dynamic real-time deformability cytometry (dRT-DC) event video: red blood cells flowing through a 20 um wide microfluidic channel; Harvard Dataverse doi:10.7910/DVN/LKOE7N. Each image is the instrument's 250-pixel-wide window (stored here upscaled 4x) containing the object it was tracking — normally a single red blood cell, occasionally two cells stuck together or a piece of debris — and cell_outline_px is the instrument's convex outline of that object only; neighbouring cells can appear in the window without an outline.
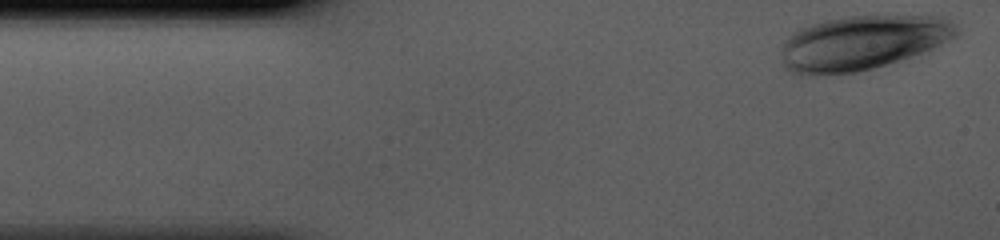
{"species": "human", "species_latin": "Homo sapiens", "temperature_condition": "cold", "stored_images_in_passage": 36, "camera_frame_rate_fps": 3000, "um_per_image_px": 0.085, "donor": {"sex": "male"}, "frame": {"image": 1, "passage_image": 1, "time_ms": 0.0, "image_size_px": [1000, 240], "cell_outline_px": [[956, 36], [932, 48], [912, 56], [872, 68], [856, 72], [812, 76], [800, 76], [788, 72], [784, 68], [784, 40], [796, 28], [824, 20], [848, 16], [944, 16], [956, 24]], "centroid_in_image_um": [73.24, 3.63], "position_along_channel_um": 11.8, "area_um2": 55.6}}
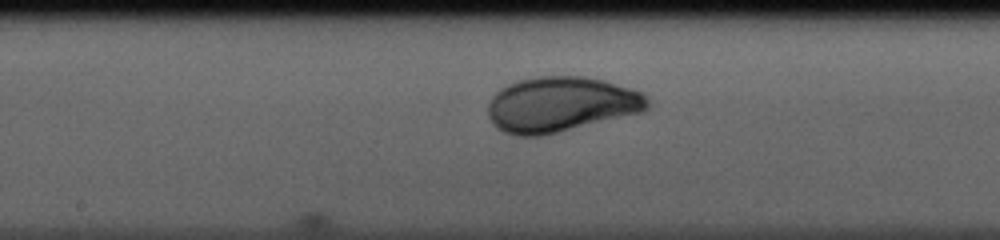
{"frame": {"image": 2, "passage_image": 20, "time_ms": 6.333, "image_size_px": [1000, 240], "cell_outline_px": [[648, 108], [644, 112], [540, 136], [516, 136], [504, 132], [496, 128], [492, 124], [488, 116], [488, 104], [492, 96], [500, 88], [516, 80], [536, 76], [584, 76], [604, 80], [640, 92], [648, 100]], "centroid_in_image_um": [47.63, 8.87], "position_along_channel_um": 200.6, "area_um2": 51.44}}
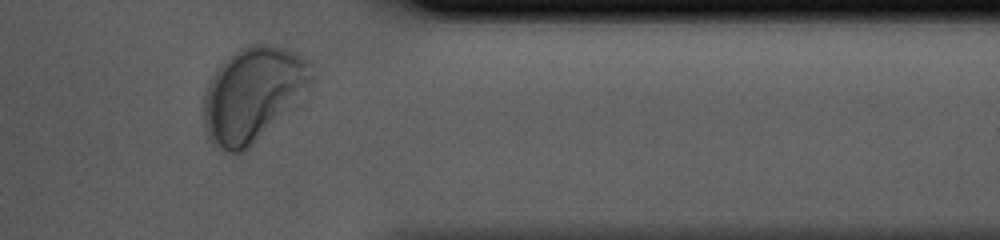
{"frame": {"image": 3, "passage_image": 34, "time_ms": 11.0, "image_size_px": [1000, 240], "cell_outline_px": [[316, 76], [256, 140], [244, 152], [228, 152], [208, 140], [204, 128], [204, 92], [208, 80], [216, 68], [240, 48], [248, 44], [276, 44], [296, 52], [312, 60]], "centroid_in_image_um": [21.45, 7.92], "position_along_channel_um": 389.9, "area_um2": 58.26}}